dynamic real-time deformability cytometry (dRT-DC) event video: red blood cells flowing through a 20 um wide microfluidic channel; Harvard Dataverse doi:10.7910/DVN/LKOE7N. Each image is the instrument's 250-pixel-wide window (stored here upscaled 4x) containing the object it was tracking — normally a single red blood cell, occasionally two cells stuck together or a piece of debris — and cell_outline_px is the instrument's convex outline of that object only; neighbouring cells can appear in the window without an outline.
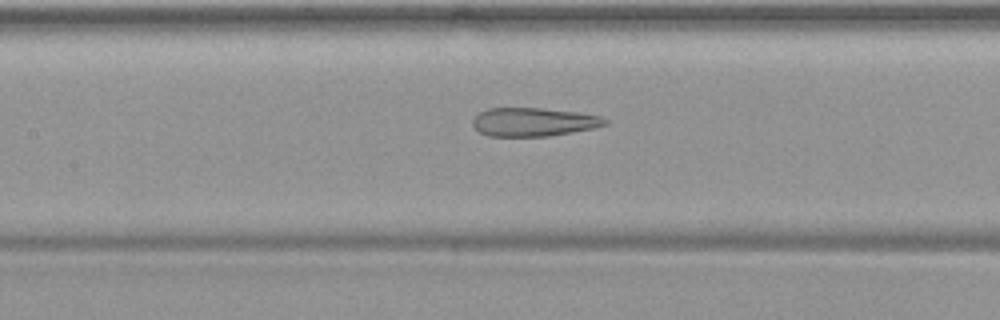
{"species": "common noctule bat (a hibernating species)", "species_latin": "Nyctalus noctula", "temperature_condition": "warm", "stored_images_in_passage": 50, "camera_frame_rate_fps": 3000, "um_per_image_px": 0.085, "animal": {"sex": "female", "body_mass_g": 19.9}, "frame": {"image": 1, "passage_image": 23, "time_ms": 7.333, "image_size_px": [1000, 320], "cell_outline_px": [[608, 124], [592, 128], [572, 132], [548, 136], [488, 136], [480, 132], [472, 124], [472, 120], [480, 112], [488, 108], [540, 108], [580, 112], [600, 116], [608, 120]], "centroid_in_image_um": [45.36, 10.36], "position_along_channel_um": 162.0, "area_um2": 21.96}}
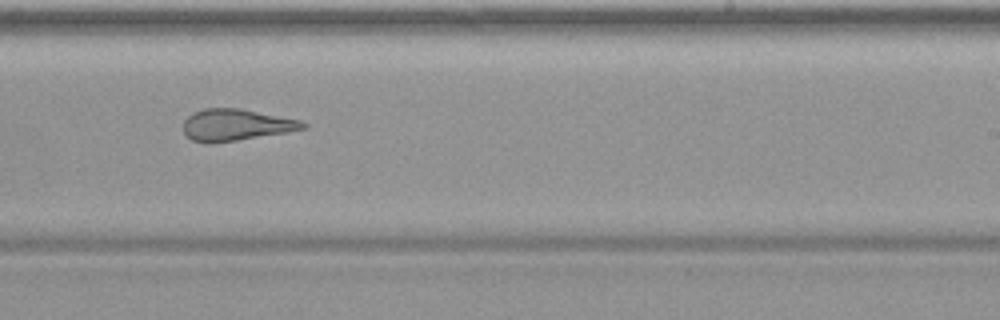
{"frame": {"image": 2, "passage_image": 31, "time_ms": 10.0, "image_size_px": [1000, 320], "cell_outline_px": [[308, 124], [304, 128], [288, 132], [236, 140], [208, 144], [204, 144], [192, 140], [184, 132], [184, 120], [192, 112], [204, 108], [240, 108], [300, 120]], "centroid_in_image_um": [20.02, 10.61], "position_along_channel_um": 269.0, "area_um2": 22.02}}
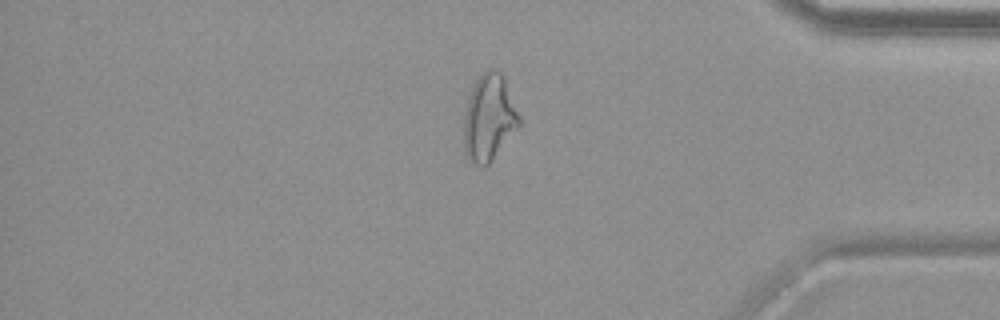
{"frame": {"image": 3, "passage_image": 42, "time_ms": 13.667, "image_size_px": [1000, 320], "cell_outline_px": [[520, 124], [488, 164], [484, 168], [480, 168], [468, 160], [464, 152], [464, 112], [468, 96], [472, 84], [488, 68], [496, 68], [500, 72], [504, 80], [520, 116]], "centroid_in_image_um": [41.52, 10.02], "position_along_channel_um": 393.7, "area_um2": 27.8}}